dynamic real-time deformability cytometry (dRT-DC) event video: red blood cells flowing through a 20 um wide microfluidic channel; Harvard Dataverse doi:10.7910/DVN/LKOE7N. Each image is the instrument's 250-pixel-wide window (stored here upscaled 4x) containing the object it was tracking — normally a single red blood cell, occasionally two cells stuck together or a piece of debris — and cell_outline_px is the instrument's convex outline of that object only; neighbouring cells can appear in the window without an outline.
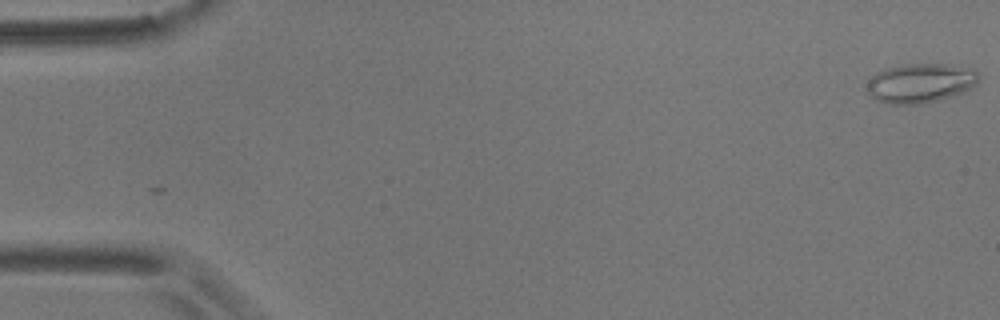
{"species": "common noctule bat (a hibernating species)", "species_latin": "Nyctalus noctula", "temperature_condition": "room temperature", "stored_images_in_passage": 57, "camera_frame_rate_fps": 3000, "um_per_image_px": 0.085, "animal": {"sex": "male", "body_mass_g": 17.9}, "frame": {"image": 1, "passage_image": 1, "time_ms": 0.0, "image_size_px": [1000, 320], "cell_outline_px": [[980, 76], [976, 84], [960, 92], [936, 100], [920, 104], [892, 104], [876, 100], [868, 92], [868, 80], [876, 72], [884, 68], [904, 64], [944, 64], [976, 68]], "centroid_in_image_um": [78.23, 7.03], "position_along_channel_um": 6.8, "area_um2": 25.49}}
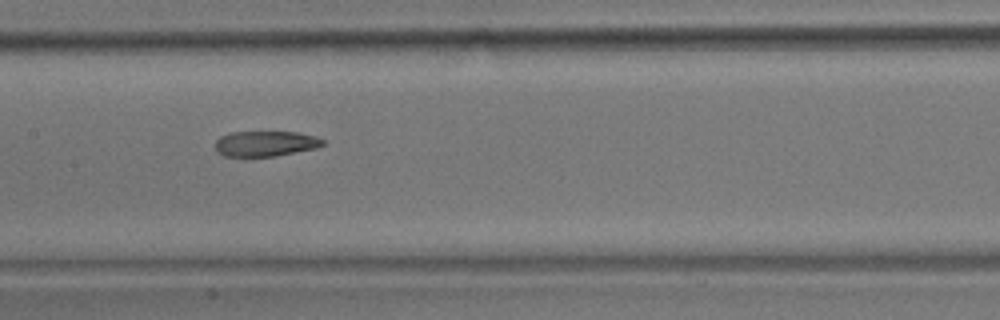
{"frame": {"image": 2, "passage_image": 28, "time_ms": 9.0, "image_size_px": [1000, 320], "cell_outline_px": [[324, 144], [316, 148], [276, 156], [224, 156], [216, 152], [216, 140], [220, 136], [228, 132], [300, 132], [316, 136], [324, 140]], "centroid_in_image_um": [22.56, 12.2], "position_along_channel_um": 184.8, "area_um2": 16.01}}
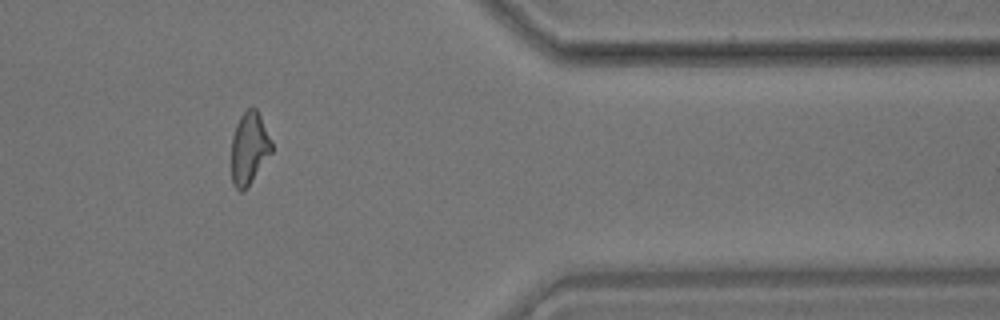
{"frame": {"image": 3, "passage_image": 47, "time_ms": 15.333, "image_size_px": [1000, 320], "cell_outline_px": [[272, 152], [244, 192], [240, 192], [232, 184], [232, 136], [236, 124], [240, 116], [248, 108], [256, 108], [272, 140]], "centroid_in_image_um": [21.18, 12.62], "position_along_channel_um": 390.2, "area_um2": 16.94}, "authors_computed_cell_mechanics": {"area_um2": 17.6868, "velocity_mm_per_s": 3.5778, "shape_relaxation_time_tau1_ms": 8.3609, "shape_relaxation_time_tau2_ms": 4.9859, "deformation_change_tau1": 0.195, "deformation_change_tau2": 0.1321}}